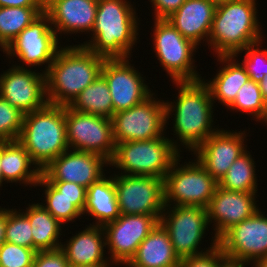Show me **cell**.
<instances>
[{"label":"cell","instance_id":"26","mask_svg":"<svg viewBox=\"0 0 267 267\" xmlns=\"http://www.w3.org/2000/svg\"><path fill=\"white\" fill-rule=\"evenodd\" d=\"M217 59L219 65L223 64L222 67H219L212 79L202 80L210 90L213 103L218 100V103L227 108L236 98L238 90L250 80V76L235 56H217Z\"/></svg>","mask_w":267,"mask_h":267},{"label":"cell","instance_id":"30","mask_svg":"<svg viewBox=\"0 0 267 267\" xmlns=\"http://www.w3.org/2000/svg\"><path fill=\"white\" fill-rule=\"evenodd\" d=\"M43 12L44 7H0V49L3 51Z\"/></svg>","mask_w":267,"mask_h":267},{"label":"cell","instance_id":"20","mask_svg":"<svg viewBox=\"0 0 267 267\" xmlns=\"http://www.w3.org/2000/svg\"><path fill=\"white\" fill-rule=\"evenodd\" d=\"M257 193L230 191L217 186L207 209L208 223L218 240L235 224L251 217L259 207ZM215 227V228H214Z\"/></svg>","mask_w":267,"mask_h":267},{"label":"cell","instance_id":"47","mask_svg":"<svg viewBox=\"0 0 267 267\" xmlns=\"http://www.w3.org/2000/svg\"><path fill=\"white\" fill-rule=\"evenodd\" d=\"M255 267H267V257L264 259H260L252 263ZM252 266V267H254Z\"/></svg>","mask_w":267,"mask_h":267},{"label":"cell","instance_id":"17","mask_svg":"<svg viewBox=\"0 0 267 267\" xmlns=\"http://www.w3.org/2000/svg\"><path fill=\"white\" fill-rule=\"evenodd\" d=\"M28 67L12 65L0 75V96L23 114L43 108L46 97V74Z\"/></svg>","mask_w":267,"mask_h":267},{"label":"cell","instance_id":"33","mask_svg":"<svg viewBox=\"0 0 267 267\" xmlns=\"http://www.w3.org/2000/svg\"><path fill=\"white\" fill-rule=\"evenodd\" d=\"M266 102L263 99L259 84L253 80L246 82L237 92L234 101L227 107L235 112L248 113L256 122L264 112Z\"/></svg>","mask_w":267,"mask_h":267},{"label":"cell","instance_id":"2","mask_svg":"<svg viewBox=\"0 0 267 267\" xmlns=\"http://www.w3.org/2000/svg\"><path fill=\"white\" fill-rule=\"evenodd\" d=\"M127 0H98L91 39L79 45L105 59L130 58L139 39V18Z\"/></svg>","mask_w":267,"mask_h":267},{"label":"cell","instance_id":"13","mask_svg":"<svg viewBox=\"0 0 267 267\" xmlns=\"http://www.w3.org/2000/svg\"><path fill=\"white\" fill-rule=\"evenodd\" d=\"M120 214L153 215L164 210L163 179L154 176L113 174Z\"/></svg>","mask_w":267,"mask_h":267},{"label":"cell","instance_id":"32","mask_svg":"<svg viewBox=\"0 0 267 267\" xmlns=\"http://www.w3.org/2000/svg\"><path fill=\"white\" fill-rule=\"evenodd\" d=\"M35 186L45 187L44 194L46 203H40L62 225L67 222H75L83 213L72 203V200L63 196L42 175ZM46 204V205H45Z\"/></svg>","mask_w":267,"mask_h":267},{"label":"cell","instance_id":"42","mask_svg":"<svg viewBox=\"0 0 267 267\" xmlns=\"http://www.w3.org/2000/svg\"><path fill=\"white\" fill-rule=\"evenodd\" d=\"M45 0H0V7H44Z\"/></svg>","mask_w":267,"mask_h":267},{"label":"cell","instance_id":"49","mask_svg":"<svg viewBox=\"0 0 267 267\" xmlns=\"http://www.w3.org/2000/svg\"><path fill=\"white\" fill-rule=\"evenodd\" d=\"M213 5H215L216 7L217 6H220V5H223V4H226L232 0H209Z\"/></svg>","mask_w":267,"mask_h":267},{"label":"cell","instance_id":"3","mask_svg":"<svg viewBox=\"0 0 267 267\" xmlns=\"http://www.w3.org/2000/svg\"><path fill=\"white\" fill-rule=\"evenodd\" d=\"M105 58L81 45L61 47L46 74L49 104L69 106L100 75Z\"/></svg>","mask_w":267,"mask_h":267},{"label":"cell","instance_id":"4","mask_svg":"<svg viewBox=\"0 0 267 267\" xmlns=\"http://www.w3.org/2000/svg\"><path fill=\"white\" fill-rule=\"evenodd\" d=\"M256 2L232 0L217 6L207 43L217 56H234L263 39Z\"/></svg>","mask_w":267,"mask_h":267},{"label":"cell","instance_id":"39","mask_svg":"<svg viewBox=\"0 0 267 267\" xmlns=\"http://www.w3.org/2000/svg\"><path fill=\"white\" fill-rule=\"evenodd\" d=\"M224 257L221 247L217 244L208 252L180 259L179 267H218Z\"/></svg>","mask_w":267,"mask_h":267},{"label":"cell","instance_id":"43","mask_svg":"<svg viewBox=\"0 0 267 267\" xmlns=\"http://www.w3.org/2000/svg\"><path fill=\"white\" fill-rule=\"evenodd\" d=\"M250 263L245 261L235 260L228 257H224L218 264V267H246ZM246 265V266H245Z\"/></svg>","mask_w":267,"mask_h":267},{"label":"cell","instance_id":"11","mask_svg":"<svg viewBox=\"0 0 267 267\" xmlns=\"http://www.w3.org/2000/svg\"><path fill=\"white\" fill-rule=\"evenodd\" d=\"M59 40L49 16L43 12L3 50V53L9 58L12 57L11 59L18 57L22 65L19 63L15 66L19 68H24L23 64L30 68L46 64L43 71L46 73L62 47Z\"/></svg>","mask_w":267,"mask_h":267},{"label":"cell","instance_id":"8","mask_svg":"<svg viewBox=\"0 0 267 267\" xmlns=\"http://www.w3.org/2000/svg\"><path fill=\"white\" fill-rule=\"evenodd\" d=\"M160 223L168 231L174 253L179 259L203 254L218 244V240L212 237L211 245L206 251L199 247L209 225L206 208L165 205Z\"/></svg>","mask_w":267,"mask_h":267},{"label":"cell","instance_id":"45","mask_svg":"<svg viewBox=\"0 0 267 267\" xmlns=\"http://www.w3.org/2000/svg\"><path fill=\"white\" fill-rule=\"evenodd\" d=\"M259 88L261 90L263 99L265 100V102H267V75H265L259 83Z\"/></svg>","mask_w":267,"mask_h":267},{"label":"cell","instance_id":"50","mask_svg":"<svg viewBox=\"0 0 267 267\" xmlns=\"http://www.w3.org/2000/svg\"><path fill=\"white\" fill-rule=\"evenodd\" d=\"M4 182V179H3V175H2V169H1V166H0V187H2V183Z\"/></svg>","mask_w":267,"mask_h":267},{"label":"cell","instance_id":"6","mask_svg":"<svg viewBox=\"0 0 267 267\" xmlns=\"http://www.w3.org/2000/svg\"><path fill=\"white\" fill-rule=\"evenodd\" d=\"M165 136L164 134L160 138L116 143L109 167L121 170L123 175L154 176L164 179L181 155L172 140Z\"/></svg>","mask_w":267,"mask_h":267},{"label":"cell","instance_id":"37","mask_svg":"<svg viewBox=\"0 0 267 267\" xmlns=\"http://www.w3.org/2000/svg\"><path fill=\"white\" fill-rule=\"evenodd\" d=\"M35 255L34 249L4 242L0 246V267H32Z\"/></svg>","mask_w":267,"mask_h":267},{"label":"cell","instance_id":"12","mask_svg":"<svg viewBox=\"0 0 267 267\" xmlns=\"http://www.w3.org/2000/svg\"><path fill=\"white\" fill-rule=\"evenodd\" d=\"M66 139L69 149L98 154L109 162L115 153L112 120L65 106Z\"/></svg>","mask_w":267,"mask_h":267},{"label":"cell","instance_id":"27","mask_svg":"<svg viewBox=\"0 0 267 267\" xmlns=\"http://www.w3.org/2000/svg\"><path fill=\"white\" fill-rule=\"evenodd\" d=\"M112 176V177H111ZM103 176L87 188L83 215L94 217L96 226H104L120 216L114 178Z\"/></svg>","mask_w":267,"mask_h":267},{"label":"cell","instance_id":"21","mask_svg":"<svg viewBox=\"0 0 267 267\" xmlns=\"http://www.w3.org/2000/svg\"><path fill=\"white\" fill-rule=\"evenodd\" d=\"M97 4L98 0H45L44 12L59 39L62 33H90L95 23Z\"/></svg>","mask_w":267,"mask_h":267},{"label":"cell","instance_id":"14","mask_svg":"<svg viewBox=\"0 0 267 267\" xmlns=\"http://www.w3.org/2000/svg\"><path fill=\"white\" fill-rule=\"evenodd\" d=\"M160 221L153 215H123L103 226L109 261L125 265L135 256L140 243Z\"/></svg>","mask_w":267,"mask_h":267},{"label":"cell","instance_id":"19","mask_svg":"<svg viewBox=\"0 0 267 267\" xmlns=\"http://www.w3.org/2000/svg\"><path fill=\"white\" fill-rule=\"evenodd\" d=\"M108 165L98 154L68 149L42 170V176L47 181L74 182L88 188L105 176L103 167Z\"/></svg>","mask_w":267,"mask_h":267},{"label":"cell","instance_id":"38","mask_svg":"<svg viewBox=\"0 0 267 267\" xmlns=\"http://www.w3.org/2000/svg\"><path fill=\"white\" fill-rule=\"evenodd\" d=\"M63 196L72 200V203L83 213L86 205L87 188L65 181H48Z\"/></svg>","mask_w":267,"mask_h":267},{"label":"cell","instance_id":"22","mask_svg":"<svg viewBox=\"0 0 267 267\" xmlns=\"http://www.w3.org/2000/svg\"><path fill=\"white\" fill-rule=\"evenodd\" d=\"M216 6L209 0H186L166 20L186 39L199 46L208 43Z\"/></svg>","mask_w":267,"mask_h":267},{"label":"cell","instance_id":"40","mask_svg":"<svg viewBox=\"0 0 267 267\" xmlns=\"http://www.w3.org/2000/svg\"><path fill=\"white\" fill-rule=\"evenodd\" d=\"M32 267H70L66 255L57 250L37 251Z\"/></svg>","mask_w":267,"mask_h":267},{"label":"cell","instance_id":"5","mask_svg":"<svg viewBox=\"0 0 267 267\" xmlns=\"http://www.w3.org/2000/svg\"><path fill=\"white\" fill-rule=\"evenodd\" d=\"M17 141L42 171L69 149L65 106L47 103L43 108L25 114Z\"/></svg>","mask_w":267,"mask_h":267},{"label":"cell","instance_id":"46","mask_svg":"<svg viewBox=\"0 0 267 267\" xmlns=\"http://www.w3.org/2000/svg\"><path fill=\"white\" fill-rule=\"evenodd\" d=\"M112 267V263H98V264H87L82 266H75V267Z\"/></svg>","mask_w":267,"mask_h":267},{"label":"cell","instance_id":"15","mask_svg":"<svg viewBox=\"0 0 267 267\" xmlns=\"http://www.w3.org/2000/svg\"><path fill=\"white\" fill-rule=\"evenodd\" d=\"M223 254L231 259L254 263L267 257V217L260 208L235 224L219 239Z\"/></svg>","mask_w":267,"mask_h":267},{"label":"cell","instance_id":"31","mask_svg":"<svg viewBox=\"0 0 267 267\" xmlns=\"http://www.w3.org/2000/svg\"><path fill=\"white\" fill-rule=\"evenodd\" d=\"M255 164L252 155L246 150L232 163L218 186L230 191L258 193Z\"/></svg>","mask_w":267,"mask_h":267},{"label":"cell","instance_id":"44","mask_svg":"<svg viewBox=\"0 0 267 267\" xmlns=\"http://www.w3.org/2000/svg\"><path fill=\"white\" fill-rule=\"evenodd\" d=\"M6 208L0 206V246L5 242Z\"/></svg>","mask_w":267,"mask_h":267},{"label":"cell","instance_id":"23","mask_svg":"<svg viewBox=\"0 0 267 267\" xmlns=\"http://www.w3.org/2000/svg\"><path fill=\"white\" fill-rule=\"evenodd\" d=\"M60 249L66 255L70 267L87 264L111 263L105 257V232L102 226L90 225L75 233Z\"/></svg>","mask_w":267,"mask_h":267},{"label":"cell","instance_id":"41","mask_svg":"<svg viewBox=\"0 0 267 267\" xmlns=\"http://www.w3.org/2000/svg\"><path fill=\"white\" fill-rule=\"evenodd\" d=\"M186 0H149L154 10L155 19H166L178 10Z\"/></svg>","mask_w":267,"mask_h":267},{"label":"cell","instance_id":"16","mask_svg":"<svg viewBox=\"0 0 267 267\" xmlns=\"http://www.w3.org/2000/svg\"><path fill=\"white\" fill-rule=\"evenodd\" d=\"M129 60V57L105 59L102 66L101 75L109 86L113 114L143 102L153 92Z\"/></svg>","mask_w":267,"mask_h":267},{"label":"cell","instance_id":"34","mask_svg":"<svg viewBox=\"0 0 267 267\" xmlns=\"http://www.w3.org/2000/svg\"><path fill=\"white\" fill-rule=\"evenodd\" d=\"M18 209H6L5 242L33 249L32 228L29 219Z\"/></svg>","mask_w":267,"mask_h":267},{"label":"cell","instance_id":"24","mask_svg":"<svg viewBox=\"0 0 267 267\" xmlns=\"http://www.w3.org/2000/svg\"><path fill=\"white\" fill-rule=\"evenodd\" d=\"M168 231L159 222L140 243L135 256L124 267H179Z\"/></svg>","mask_w":267,"mask_h":267},{"label":"cell","instance_id":"28","mask_svg":"<svg viewBox=\"0 0 267 267\" xmlns=\"http://www.w3.org/2000/svg\"><path fill=\"white\" fill-rule=\"evenodd\" d=\"M30 221L33 237V249L37 251L57 250L62 243V224L56 220L40 203L29 204L26 210H20ZM25 211V212H24ZM62 228V229H61ZM60 240V242H59Z\"/></svg>","mask_w":267,"mask_h":267},{"label":"cell","instance_id":"1","mask_svg":"<svg viewBox=\"0 0 267 267\" xmlns=\"http://www.w3.org/2000/svg\"><path fill=\"white\" fill-rule=\"evenodd\" d=\"M178 95L174 102L165 101L166 128L169 118L173 120L172 131L177 141L170 138L180 150L182 144L186 150L194 152L218 128L214 125L213 107L210 90L202 79L197 81L173 82ZM175 112V113H174ZM173 113V114H172ZM171 116V117H170ZM214 127V128H213ZM179 140V143H178Z\"/></svg>","mask_w":267,"mask_h":267},{"label":"cell","instance_id":"29","mask_svg":"<svg viewBox=\"0 0 267 267\" xmlns=\"http://www.w3.org/2000/svg\"><path fill=\"white\" fill-rule=\"evenodd\" d=\"M69 107L75 111L111 119L113 117V104L105 78L100 75L73 100Z\"/></svg>","mask_w":267,"mask_h":267},{"label":"cell","instance_id":"18","mask_svg":"<svg viewBox=\"0 0 267 267\" xmlns=\"http://www.w3.org/2000/svg\"><path fill=\"white\" fill-rule=\"evenodd\" d=\"M235 131L218 129L192 153L217 182L226 175L232 163L247 150L244 141L247 131Z\"/></svg>","mask_w":267,"mask_h":267},{"label":"cell","instance_id":"7","mask_svg":"<svg viewBox=\"0 0 267 267\" xmlns=\"http://www.w3.org/2000/svg\"><path fill=\"white\" fill-rule=\"evenodd\" d=\"M179 157L164 176V204L207 208L218 182L194 157L180 165Z\"/></svg>","mask_w":267,"mask_h":267},{"label":"cell","instance_id":"25","mask_svg":"<svg viewBox=\"0 0 267 267\" xmlns=\"http://www.w3.org/2000/svg\"><path fill=\"white\" fill-rule=\"evenodd\" d=\"M0 166L3 179L7 183L19 182L20 185H33L35 188L42 175V171L17 140L0 142Z\"/></svg>","mask_w":267,"mask_h":267},{"label":"cell","instance_id":"35","mask_svg":"<svg viewBox=\"0 0 267 267\" xmlns=\"http://www.w3.org/2000/svg\"><path fill=\"white\" fill-rule=\"evenodd\" d=\"M24 115L0 96V142L18 140Z\"/></svg>","mask_w":267,"mask_h":267},{"label":"cell","instance_id":"36","mask_svg":"<svg viewBox=\"0 0 267 267\" xmlns=\"http://www.w3.org/2000/svg\"><path fill=\"white\" fill-rule=\"evenodd\" d=\"M260 45H262V40L247 46L234 55L238 58L240 53H245L241 64L245 67L250 79L258 84L267 75V48L260 49L259 47H262Z\"/></svg>","mask_w":267,"mask_h":267},{"label":"cell","instance_id":"9","mask_svg":"<svg viewBox=\"0 0 267 267\" xmlns=\"http://www.w3.org/2000/svg\"><path fill=\"white\" fill-rule=\"evenodd\" d=\"M152 36L154 53L170 80L183 82L202 79L194 64V55L199 48L197 45L184 38L166 19H154Z\"/></svg>","mask_w":267,"mask_h":267},{"label":"cell","instance_id":"10","mask_svg":"<svg viewBox=\"0 0 267 267\" xmlns=\"http://www.w3.org/2000/svg\"><path fill=\"white\" fill-rule=\"evenodd\" d=\"M154 94L155 92L130 109L113 114L111 120L115 144L160 138L164 135L165 101L158 97L155 99Z\"/></svg>","mask_w":267,"mask_h":267},{"label":"cell","instance_id":"48","mask_svg":"<svg viewBox=\"0 0 267 267\" xmlns=\"http://www.w3.org/2000/svg\"><path fill=\"white\" fill-rule=\"evenodd\" d=\"M258 122H262V124L264 123L265 126L267 125V102L264 108V112L262 114V116L259 118Z\"/></svg>","mask_w":267,"mask_h":267}]
</instances>
